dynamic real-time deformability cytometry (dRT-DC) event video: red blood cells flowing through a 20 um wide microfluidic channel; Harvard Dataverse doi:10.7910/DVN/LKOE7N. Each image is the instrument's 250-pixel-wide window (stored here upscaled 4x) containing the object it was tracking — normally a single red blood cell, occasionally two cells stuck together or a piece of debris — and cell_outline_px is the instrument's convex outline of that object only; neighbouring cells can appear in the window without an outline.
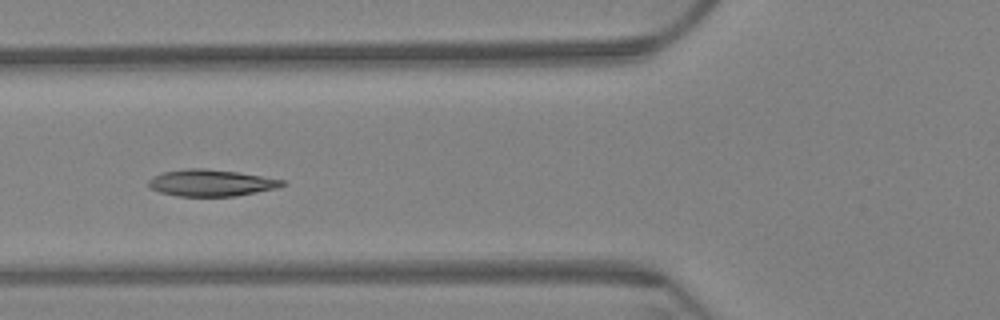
{"species": "Egyptian fruit bat (a non-hibernating species)", "species_latin": "Rousettus aegyptiacus", "temperature_condition": "warm", "stored_images_in_passage": 10, "camera_frame_rate_fps": 3000, "um_per_image_px": 0.085, "animal": {"sex": "female"}, "frame": {"image": 1, "passage_image": 6, "time_ms": 1.667, "image_size_px": [1000, 320], "cell_outline_px": [[288, 184], [276, 188], [236, 196], [176, 196], [160, 192], [152, 188], [148, 184], [148, 180], [152, 176], [164, 172], [188, 168], [204, 168], [240, 172], [284, 180]], "centroid_in_image_um": [17.96, 15.54], "position_along_channel_um": 107.8, "area_um2": 20.81}}
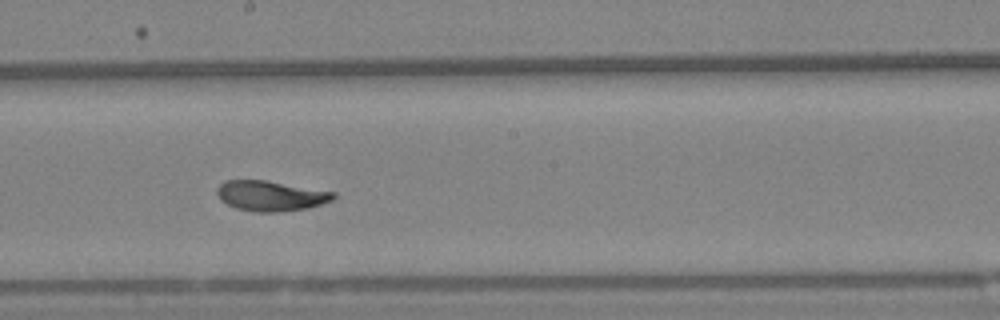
{"frame": {"image": 2, "passage_image": 9, "time_ms": 2.667, "image_size_px": [1000, 320], "cell_outline_px": [[336, 196], [332, 200], [308, 208], [276, 212], [256, 212], [236, 208], [220, 200], [216, 192], [216, 188], [224, 180], [264, 180], [336, 192]], "centroid_in_image_um": [22.99, 16.64], "position_along_channel_um": 225.2, "area_um2": 20.46}}
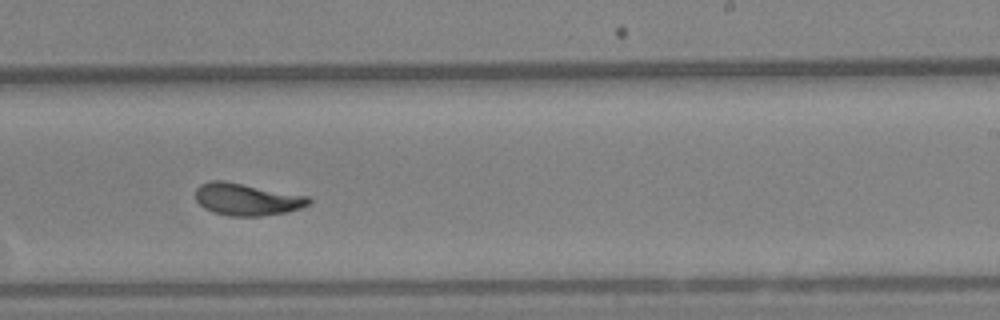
{"frame": {"image": 3, "passage_image": 10, "time_ms": 3.0, "image_size_px": [1000, 320], "cell_outline_px": [[312, 200], [308, 204], [300, 208], [284, 212], [260, 216], [232, 216], [212, 212], [204, 208], [196, 200], [196, 188], [200, 184], [212, 180], [224, 180], [308, 196]], "centroid_in_image_um": [20.95, 16.93], "position_along_channel_um": 268.1, "area_um2": 21.1}}